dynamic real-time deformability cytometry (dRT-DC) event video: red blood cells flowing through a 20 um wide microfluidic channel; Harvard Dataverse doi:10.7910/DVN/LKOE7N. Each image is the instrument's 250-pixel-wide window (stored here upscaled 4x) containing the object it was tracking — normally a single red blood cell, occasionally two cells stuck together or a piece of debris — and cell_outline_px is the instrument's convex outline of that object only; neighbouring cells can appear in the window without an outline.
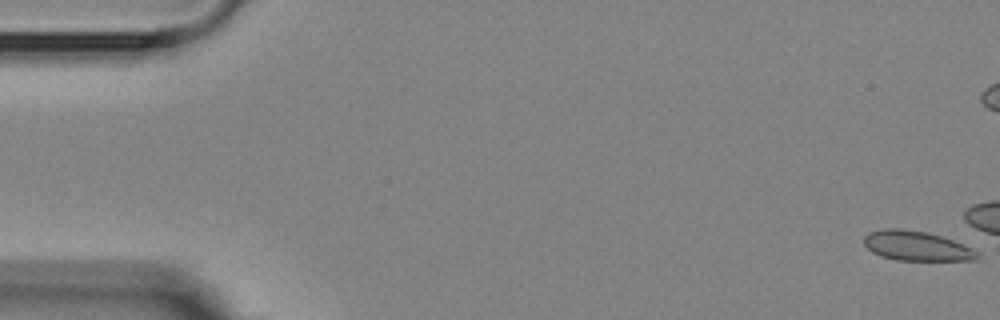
{"species": "Egyptian fruit bat (a non-hibernating species)", "species_latin": "Rousettus aegyptiacus", "temperature_condition": "room temperature", "stored_images_in_passage": 17, "camera_frame_rate_fps": 3000, "um_per_image_px": 0.085, "animal": {"sex": "female"}, "frame": {"image": 1, "passage_image": 1, "time_ms": 0.0, "image_size_px": [1000, 320], "cell_outline_px": [[980, 260], [896, 260], [880, 256], [872, 252], [864, 244], [864, 236], [868, 232], [884, 228], [904, 228], [928, 232], [952, 240], [972, 248], [980, 256]], "centroid_in_image_um": [77.88, 20.89], "position_along_channel_um": 7.1, "area_um2": 19.71}}